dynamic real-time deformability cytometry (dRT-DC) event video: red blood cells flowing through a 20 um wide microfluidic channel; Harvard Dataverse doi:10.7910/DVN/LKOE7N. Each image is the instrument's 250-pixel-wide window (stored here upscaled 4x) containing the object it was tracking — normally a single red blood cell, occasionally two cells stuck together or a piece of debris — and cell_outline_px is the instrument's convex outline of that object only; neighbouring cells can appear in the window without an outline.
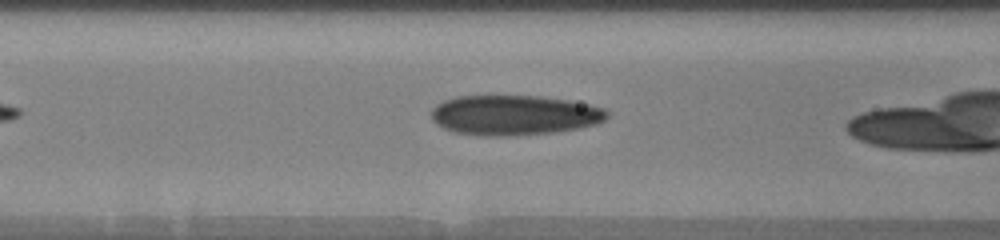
{"species": "human", "species_latin": "Homo sapiens", "temperature_condition": "warm", "stored_images_in_passage": 54, "camera_frame_rate_fps": 3000, "um_per_image_px": 0.085, "donor": {"sex": "male"}, "frame": {"image": 1, "passage_image": 25, "time_ms": 4.667, "image_size_px": [1000, 240], "cell_outline_px": [[608, 116], [604, 120], [596, 124], [580, 128], [552, 132], [516, 136], [484, 136], [452, 132], [436, 124], [432, 120], [432, 108], [436, 104], [444, 100], [456, 96], [540, 96], [568, 100], [588, 104], [604, 108], [608, 112]], "centroid_in_image_um": [43.69, 9.79], "position_along_channel_um": 122.9, "area_um2": 41.21}}
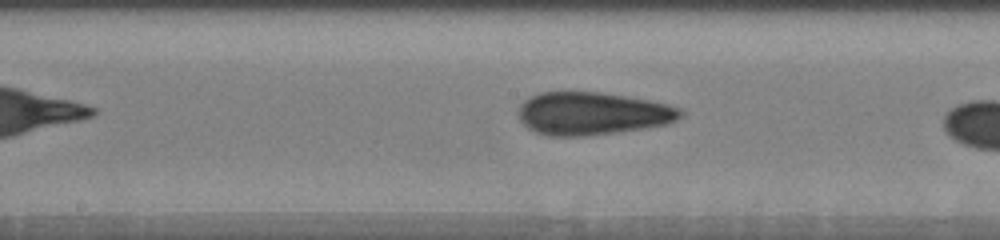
{"frame": {"image": 2, "passage_image": 37, "time_ms": 6.667, "image_size_px": [1000, 240], "cell_outline_px": [[684, 116], [668, 124], [644, 128], [616, 132], [584, 136], [548, 136], [536, 132], [528, 128], [520, 120], [516, 112], [520, 104], [524, 100], [540, 92], [600, 92], [628, 96], [668, 104], [680, 108], [684, 112]], "centroid_in_image_um": [50.35, 9.65], "position_along_channel_um": 197.9, "area_um2": 40.69}}
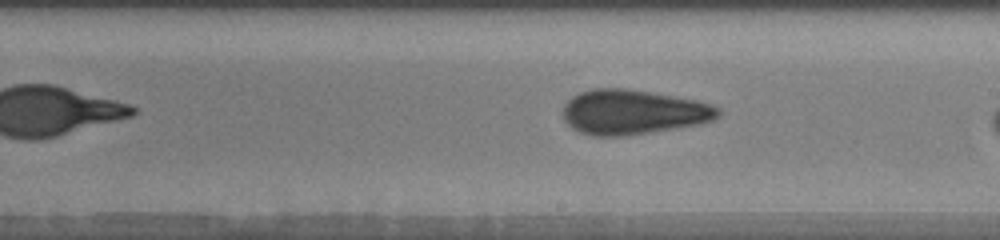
{"frame": {"image": 3, "passage_image": 42, "time_ms": 7.667, "image_size_px": [1000, 240], "cell_outline_px": [[720, 116], [712, 120], [700, 124], [648, 132], [620, 136], [592, 136], [580, 132], [572, 128], [564, 120], [564, 104], [572, 96], [580, 92], [592, 88], [624, 88], [696, 100], [712, 104], [720, 108]], "centroid_in_image_um": [53.8, 9.52], "position_along_channel_um": 235.2, "area_um2": 40.23}}